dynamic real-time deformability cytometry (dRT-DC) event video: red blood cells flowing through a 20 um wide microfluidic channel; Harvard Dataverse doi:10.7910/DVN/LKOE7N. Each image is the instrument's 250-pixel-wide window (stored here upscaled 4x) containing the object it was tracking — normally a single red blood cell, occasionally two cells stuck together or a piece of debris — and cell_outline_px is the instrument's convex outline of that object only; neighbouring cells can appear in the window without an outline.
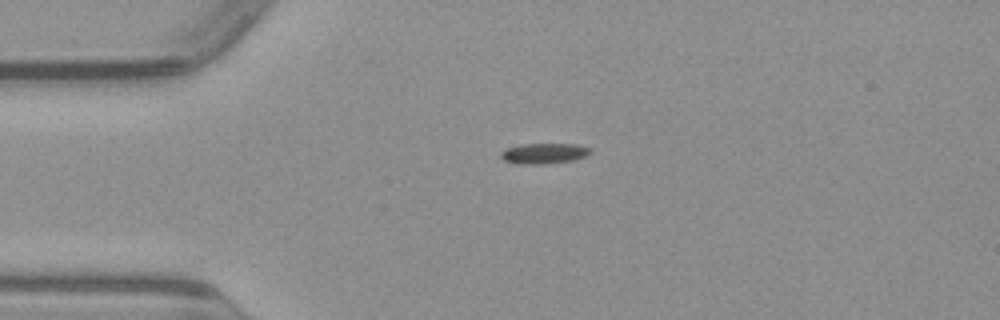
{"species": "common noctule bat (a hibernating species)", "species_latin": "Nyctalus noctula", "temperature_condition": "warm", "stored_images_in_passage": 40, "camera_frame_rate_fps": 3000, "um_per_image_px": 0.085, "animal": {"sex": "male", "body_mass_g": 23.1, "forearm_length_mm": 52.7}, "frame": {"image": 1, "passage_image": 1, "time_ms": 0.0, "image_size_px": [1000, 320], "cell_outline_px": [[592, 152], [584, 156], [572, 160], [540, 164], [524, 164], [504, 160], [500, 156], [500, 152], [508, 148], [524, 144], [576, 144], [592, 148]], "centroid_in_image_um": [46.27, 13.03], "position_along_channel_um": 38.7, "area_um2": 10.46}}
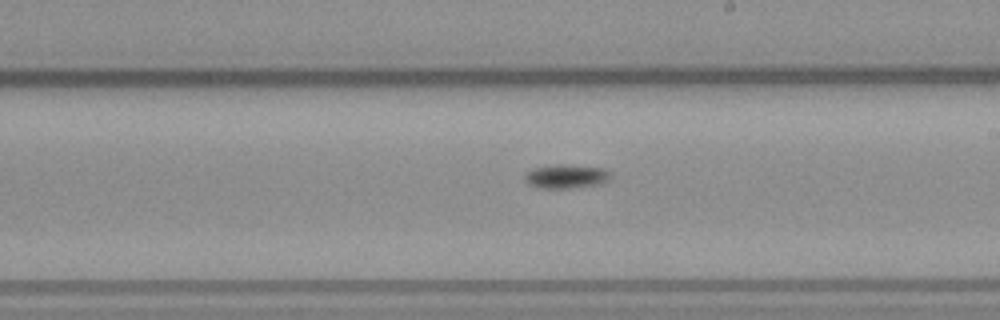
{"frame": {"image": 2, "passage_image": 18, "time_ms": 5.667, "image_size_px": [1000, 320], "cell_outline_px": [[612, 176], [608, 180], [600, 184], [572, 188], [540, 188], [528, 184], [524, 180], [524, 176], [532, 168], [556, 164], [564, 164], [604, 168], [612, 172]], "centroid_in_image_um": [48.15, 14.99], "position_along_channel_um": 240.9, "area_um2": 12.14}}
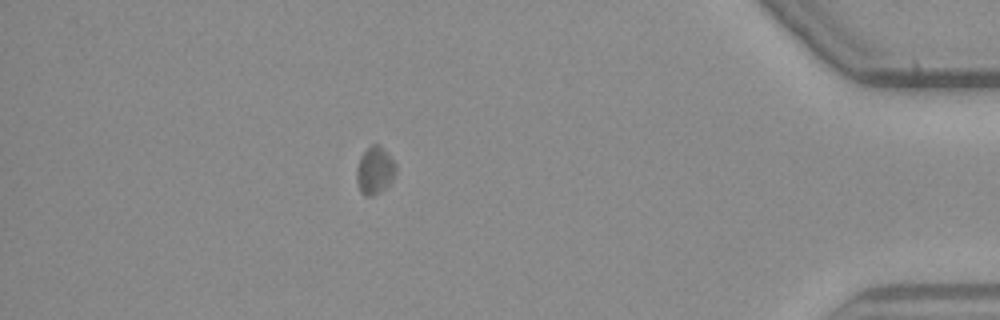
{"frame": {"image": 3, "passage_image": 34, "time_ms": 11.0, "image_size_px": [1000, 320], "cell_outline_px": [[396, 172], [392, 180], [380, 192], [372, 196], [364, 196], [360, 192], [356, 180], [356, 168], [360, 156], [372, 144], [376, 144], [396, 164]], "centroid_in_image_um": [31.82, 14.54], "position_along_channel_um": 403.4, "area_um2": 10.64}}